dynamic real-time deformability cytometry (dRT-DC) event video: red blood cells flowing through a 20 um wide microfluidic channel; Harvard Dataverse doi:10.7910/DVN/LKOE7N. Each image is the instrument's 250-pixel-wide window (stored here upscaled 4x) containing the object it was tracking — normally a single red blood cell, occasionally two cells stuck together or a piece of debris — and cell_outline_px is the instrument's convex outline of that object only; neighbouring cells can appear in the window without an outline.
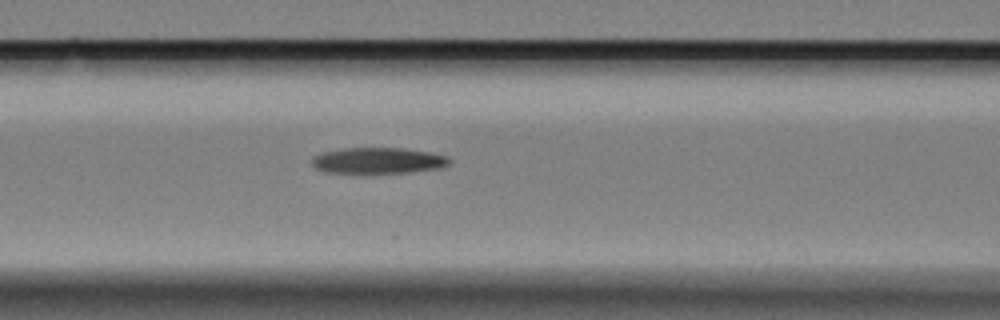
{"species": "Egyptian fruit bat (a non-hibernating species)", "species_latin": "Rousettus aegyptiacus", "temperature_condition": "cold", "stored_images_in_passage": 4, "camera_frame_rate_fps": 3000, "um_per_image_px": 0.085, "animal": {"sex": "female"}, "frame": {"image": 1, "passage_image": 4, "time_ms": 1.0, "image_size_px": [1000, 320], "cell_outline_px": [[448, 164], [436, 168], [404, 172], [324, 172], [316, 168], [312, 164], [312, 160], [316, 156], [324, 152], [344, 148], [400, 148], [428, 152], [444, 156], [448, 160]], "centroid_in_image_um": [32.07, 13.64], "position_along_channel_um": 134.5, "area_um2": 20.0}}